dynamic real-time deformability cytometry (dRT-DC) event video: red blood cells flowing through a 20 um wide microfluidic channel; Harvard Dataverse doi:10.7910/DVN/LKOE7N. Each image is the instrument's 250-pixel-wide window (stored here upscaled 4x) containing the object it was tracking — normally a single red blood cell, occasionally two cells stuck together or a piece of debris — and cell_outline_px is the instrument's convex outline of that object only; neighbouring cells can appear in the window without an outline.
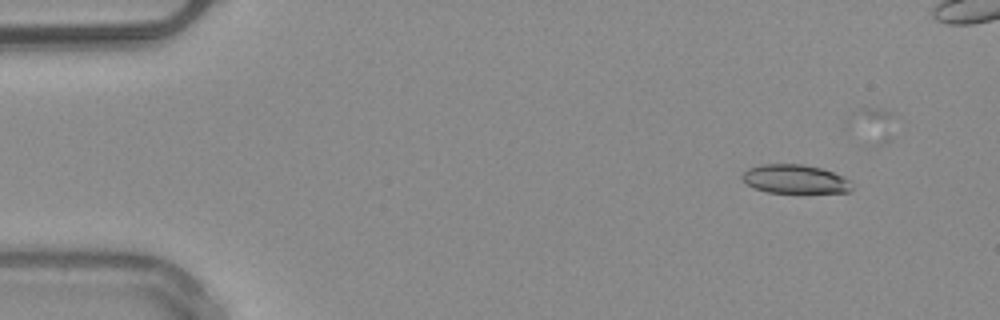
{"species": "common noctule bat (a hibernating species)", "species_latin": "Nyctalus noctula", "temperature_condition": "warm", "stored_images_in_passage": 19, "camera_frame_rate_fps": 3000, "um_per_image_px": 0.085, "animal": {"sex": "male", "body_mass_g": 20.4}, "frame": {"image": 1, "passage_image": 6, "time_ms": 1.667, "image_size_px": [1000, 320], "cell_outline_px": [[852, 188], [848, 192], [768, 192], [756, 188], [748, 184], [740, 176], [748, 168], [764, 164], [804, 164], [820, 168], [832, 172], [852, 180]], "centroid_in_image_um": [67.6, 15.21], "position_along_channel_um": 17.4, "area_um2": 18.21}}
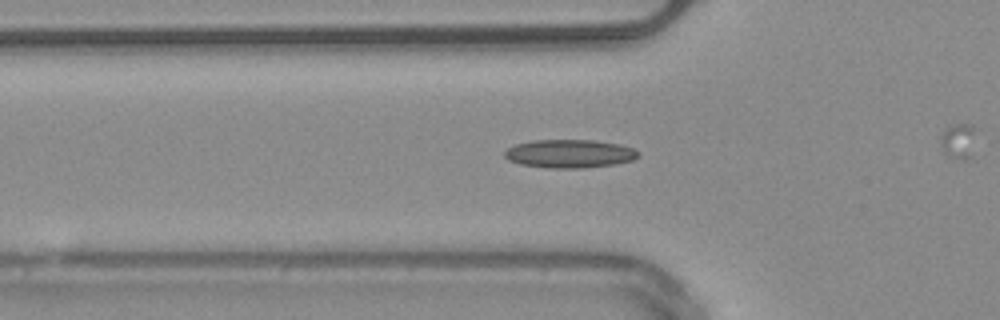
{"frame": {"image": 2, "passage_image": 18, "time_ms": 5.667, "image_size_px": [1000, 320], "cell_outline_px": [[640, 156], [632, 160], [612, 164], [580, 168], [548, 168], [520, 164], [508, 160], [504, 156], [504, 152], [508, 148], [516, 144], [532, 140], [596, 140], [620, 144], [632, 148], [640, 152]], "centroid_in_image_um": [48.41, 13.05], "position_along_channel_um": 77.4, "area_um2": 22.08}}